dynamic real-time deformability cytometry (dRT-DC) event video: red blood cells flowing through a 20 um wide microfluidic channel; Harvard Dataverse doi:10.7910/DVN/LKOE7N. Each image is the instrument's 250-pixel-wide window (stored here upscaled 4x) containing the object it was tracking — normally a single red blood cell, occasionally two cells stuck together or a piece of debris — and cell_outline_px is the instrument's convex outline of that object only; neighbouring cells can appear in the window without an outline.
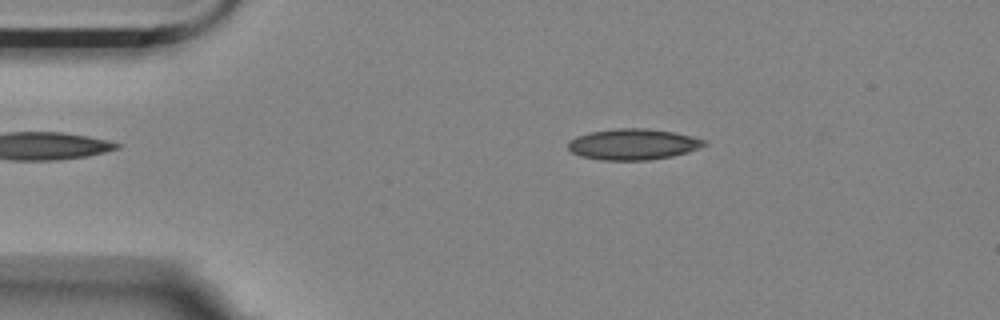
{"species": "Egyptian fruit bat (a non-hibernating species)", "species_latin": "Rousettus aegyptiacus", "temperature_condition": "room temperature", "stored_images_in_passage": 47, "camera_frame_rate_fps": 3000, "um_per_image_px": 0.085, "animal": {"sex": "female"}, "frame": {"image": 1, "passage_image": 1, "time_ms": 0.0, "image_size_px": [1000, 320], "cell_outline_px": [[708, 144], [688, 152], [672, 156], [648, 160], [600, 160], [580, 156], [572, 152], [568, 148], [568, 140], [576, 136], [588, 132], [616, 128], [644, 128], [672, 132], [692, 136], [708, 140]], "centroid_in_image_um": [53.8, 12.26], "position_along_channel_um": 31.2, "area_um2": 24.74}}
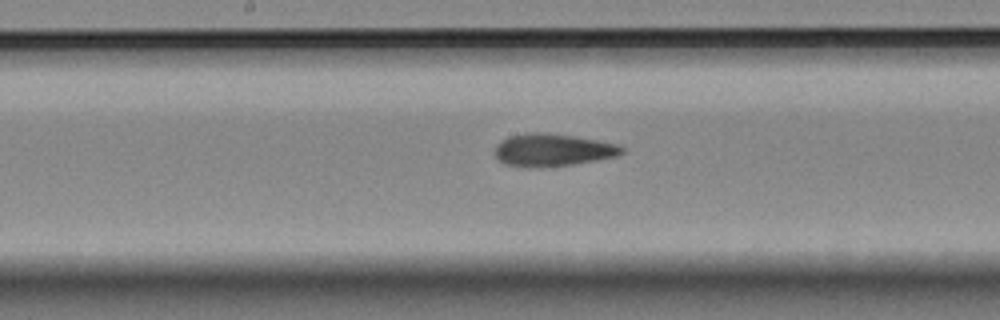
{"frame": {"image": 2, "passage_image": 19, "time_ms": 6.0, "image_size_px": [1000, 320], "cell_outline_px": [[624, 152], [616, 156], [596, 160], [572, 164], [504, 164], [496, 156], [496, 144], [500, 140], [508, 136], [528, 132], [544, 132], [572, 136], [596, 140], [616, 144], [624, 148]], "centroid_in_image_um": [46.99, 12.69], "position_along_channel_um": 201.2, "area_um2": 22.95}}
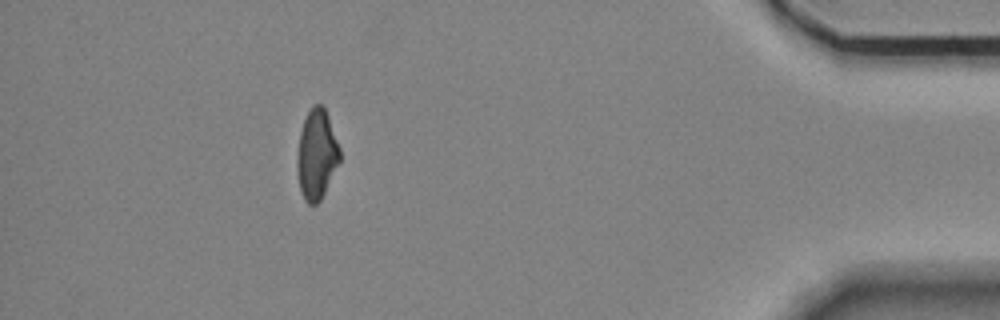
{"frame": {"image": 3, "passage_image": 41, "time_ms": 13.333, "image_size_px": [1000, 320], "cell_outline_px": [[340, 160], [320, 200], [316, 204], [308, 204], [304, 200], [300, 192], [296, 168], [296, 160], [300, 132], [304, 120], [312, 104], [320, 104], [324, 108], [328, 116], [340, 148]], "centroid_in_image_um": [26.89, 13.14], "position_along_channel_um": 408.3, "area_um2": 22.25}, "authors_computed_cell_mechanics": {"area_um2": 23.5246, "velocity_mm_per_s": 3.5409, "shape_relaxation_time_tau1_ms": 10.1858, "shape_relaxation_time_tau2_ms": 3.3574, "deformation_change_tau1": 0.2012, "deformation_change_tau2": 0.1081}}